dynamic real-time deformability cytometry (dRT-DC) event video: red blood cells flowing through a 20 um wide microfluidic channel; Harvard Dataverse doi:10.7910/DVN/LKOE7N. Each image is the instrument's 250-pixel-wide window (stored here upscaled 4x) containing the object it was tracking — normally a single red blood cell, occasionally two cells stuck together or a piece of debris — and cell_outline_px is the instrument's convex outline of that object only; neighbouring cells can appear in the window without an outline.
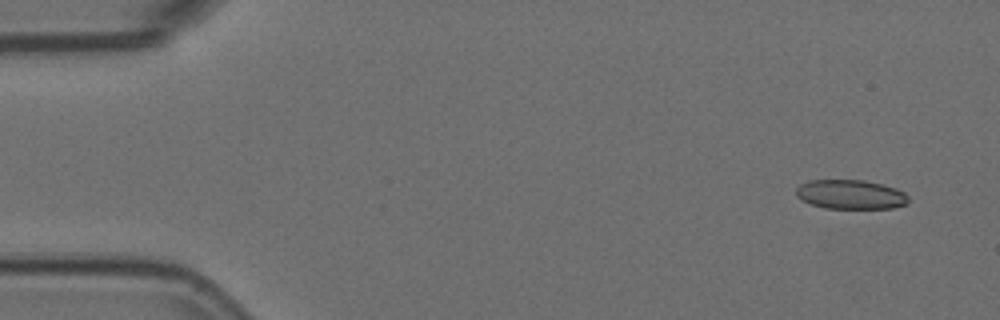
{"species": "Egyptian fruit bat (a non-hibernating species)", "species_latin": "Rousettus aegyptiacus", "temperature_condition": "room temperature", "stored_images_in_passage": 4, "camera_frame_rate_fps": 3000, "um_per_image_px": 0.085, "animal": {"sex": "female"}, "frame": {"image": 1, "passage_image": 1, "time_ms": 0.0, "image_size_px": [1000, 320], "cell_outline_px": [[908, 204], [892, 208], [824, 208], [800, 200], [796, 196], [796, 188], [800, 184], [808, 180], [864, 180], [896, 188], [904, 192], [908, 196]], "centroid_in_image_um": [72.28, 16.53], "position_along_channel_um": 12.7, "area_um2": 19.25}}
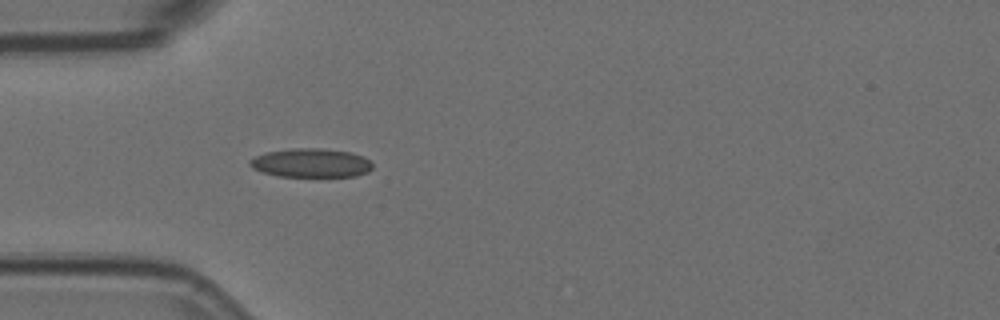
{"frame": {"image": 2, "passage_image": 4, "time_ms": 1.0, "image_size_px": [1000, 320], "cell_outline_px": [[372, 168], [368, 172], [356, 176], [276, 176], [260, 172], [252, 168], [248, 164], [248, 160], [264, 152], [292, 148], [320, 148], [352, 152], [364, 156], [372, 160]], "centroid_in_image_um": [26.43, 13.84], "position_along_channel_um": 58.6, "area_um2": 20.98}}